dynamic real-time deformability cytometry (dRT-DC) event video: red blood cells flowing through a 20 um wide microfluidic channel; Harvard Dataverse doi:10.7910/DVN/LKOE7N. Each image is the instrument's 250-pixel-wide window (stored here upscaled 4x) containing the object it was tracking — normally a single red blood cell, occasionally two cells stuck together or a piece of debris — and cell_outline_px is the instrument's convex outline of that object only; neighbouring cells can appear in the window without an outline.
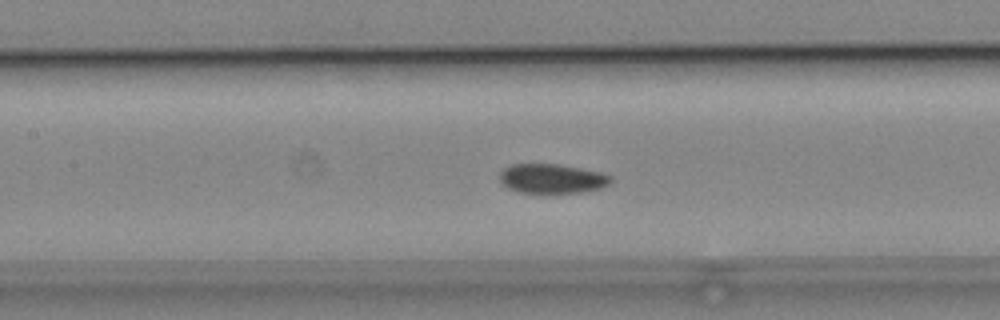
{"species": "common noctule bat (a hibernating species)", "species_latin": "Nyctalus noctula", "temperature_condition": "cold", "stored_images_in_passage": 54, "camera_frame_rate_fps": 3000, "um_per_image_px": 0.085, "animal": {"sex": "male", "body_mass_g": 19.2, "forearm_length_mm": 51.8}, "frame": {"image": 1, "passage_image": 24, "time_ms": 7.667, "image_size_px": [1000, 320], "cell_outline_px": [[612, 180], [608, 184], [600, 188], [584, 192], [520, 192], [508, 188], [500, 180], [500, 172], [504, 168], [512, 164], [560, 164], [600, 172], [612, 176]], "centroid_in_image_um": [46.93, 15.17], "position_along_channel_um": 160.5, "area_um2": 18.84}}
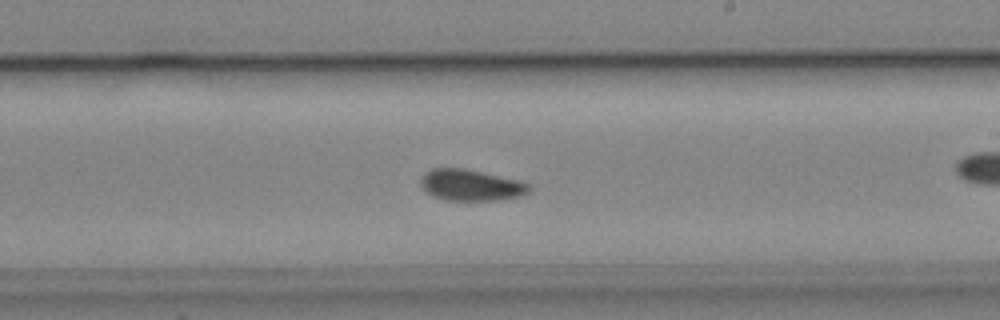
{"frame": {"image": 2, "passage_image": 31, "time_ms": 10.0, "image_size_px": [1000, 320], "cell_outline_px": [[532, 188], [528, 192], [516, 196], [496, 200], [444, 200], [432, 196], [420, 184], [420, 180], [424, 172], [432, 168], [464, 168], [520, 180], [528, 184]], "centroid_in_image_um": [39.99, 15.72], "position_along_channel_um": 249.0, "area_um2": 19.65}, "authors_computed_cell_mechanics": {"area_um2": 19.4786, "velocity_mm_per_s": 3.8048, "shape_relaxation_time_tau1_ms": 4.8231, "shape_relaxation_time_tau2_ms": null, "deformation_change_tau1": 0.0761, "deformation_change_tau2": null}}